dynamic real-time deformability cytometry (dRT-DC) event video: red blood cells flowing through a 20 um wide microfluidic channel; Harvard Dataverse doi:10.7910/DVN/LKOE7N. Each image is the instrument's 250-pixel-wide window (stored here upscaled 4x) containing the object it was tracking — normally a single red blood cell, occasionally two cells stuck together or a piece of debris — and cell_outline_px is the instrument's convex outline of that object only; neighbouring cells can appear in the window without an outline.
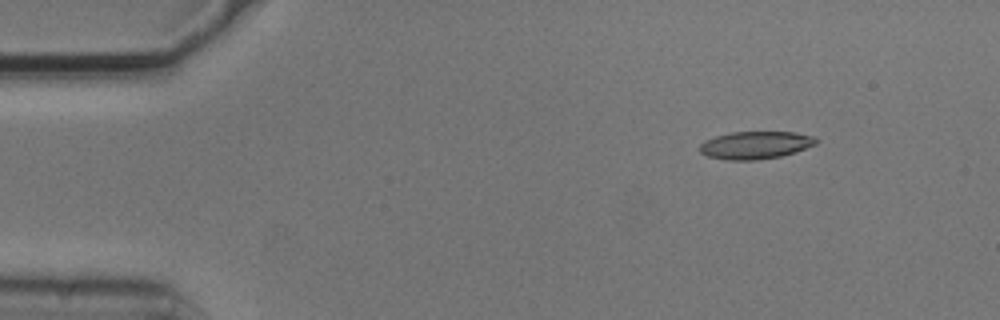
{"species": "common noctule bat (a hibernating species)", "species_latin": "Nyctalus noctula", "temperature_condition": "cold", "stored_images_in_passage": 3, "camera_frame_rate_fps": 3000, "um_per_image_px": 0.085, "animal": {"sex": "male", "body_mass_g": 20.5, "forearm_length_mm": 52.5}, "frame": {"image": 1, "passage_image": 2, "time_ms": 0.333, "image_size_px": [1000, 320], "cell_outline_px": [[820, 140], [816, 144], [780, 156], [756, 160], [728, 160], [708, 156], [700, 152], [700, 144], [704, 140], [716, 136], [732, 132], [792, 132], [816, 136]], "centroid_in_image_um": [64.21, 12.32], "position_along_channel_um": 20.8, "area_um2": 18.61}}